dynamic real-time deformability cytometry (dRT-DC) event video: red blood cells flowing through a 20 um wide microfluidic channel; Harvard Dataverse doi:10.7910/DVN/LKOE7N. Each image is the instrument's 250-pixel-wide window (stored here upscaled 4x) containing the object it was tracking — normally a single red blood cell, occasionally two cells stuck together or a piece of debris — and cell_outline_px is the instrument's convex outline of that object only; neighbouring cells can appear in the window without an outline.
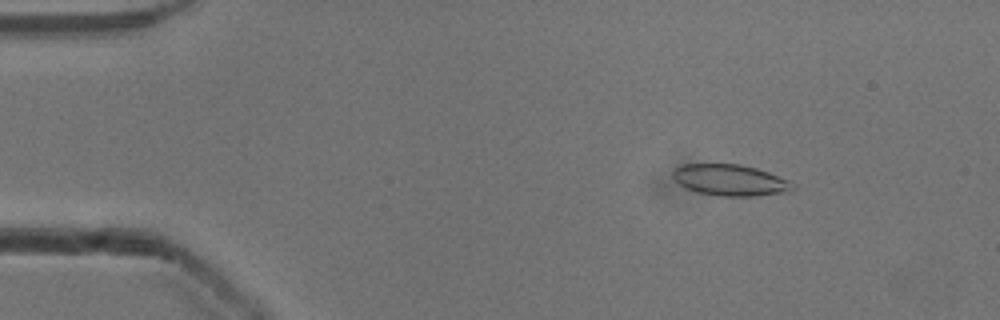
{"species": "common noctule bat (a hibernating species)", "species_latin": "Nyctalus noctula", "temperature_condition": "cold", "stored_images_in_passage": 5, "camera_frame_rate_fps": 3000, "um_per_image_px": 0.085, "animal": {"sex": "male", "body_mass_g": 13.3}, "frame": {"image": 1, "passage_image": 3, "time_ms": 0.667, "image_size_px": [1000, 320], "cell_outline_px": [[796, 188], [792, 192], [756, 196], [720, 196], [696, 192], [684, 188], [672, 176], [672, 172], [680, 164], [740, 164], [756, 168], [768, 172], [788, 180], [796, 184]], "centroid_in_image_um": [62.1, 15.32], "position_along_channel_um": 22.9, "area_um2": 22.14}}